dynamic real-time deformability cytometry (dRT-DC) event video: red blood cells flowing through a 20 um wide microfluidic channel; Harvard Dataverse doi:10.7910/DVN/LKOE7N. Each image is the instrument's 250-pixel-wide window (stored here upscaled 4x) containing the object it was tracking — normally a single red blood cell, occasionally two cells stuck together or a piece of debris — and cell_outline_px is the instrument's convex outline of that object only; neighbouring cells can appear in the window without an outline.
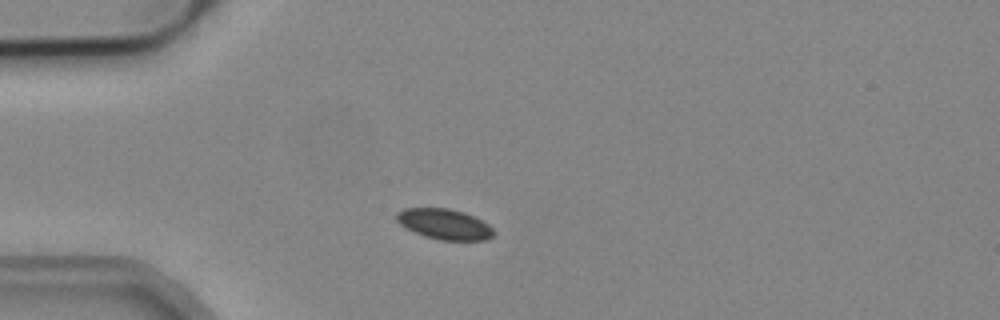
{"species": "common noctule bat (a hibernating species)", "species_latin": "Nyctalus noctula", "temperature_condition": "cold", "stored_images_in_passage": 4, "camera_frame_rate_fps": 3000, "um_per_image_px": 0.085, "animal": {"sex": "male", "body_mass_g": 19.2, "forearm_length_mm": 51.8}, "frame": {"image": 1, "passage_image": 2, "time_ms": 0.333, "image_size_px": [1000, 320], "cell_outline_px": [[496, 232], [488, 240], [440, 240], [424, 236], [400, 224], [396, 220], [396, 212], [404, 208], [448, 208], [464, 212], [488, 224]], "centroid_in_image_um": [37.78, 19.05], "position_along_channel_um": 47.2, "area_um2": 17.17}}
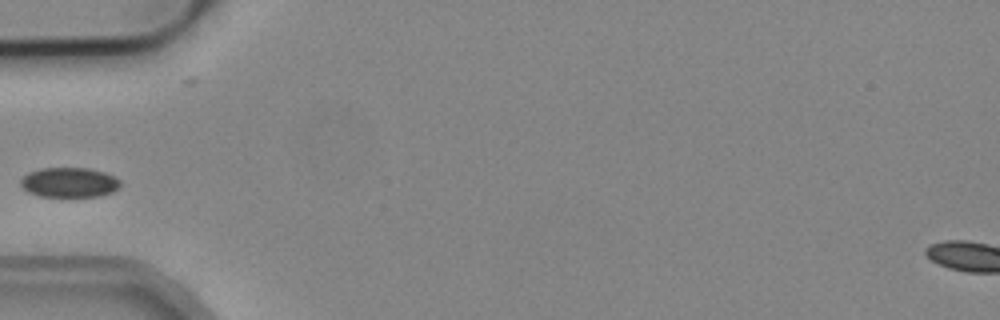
{"frame": {"image": 2, "passage_image": 3, "time_ms": 0.667, "image_size_px": [1000, 320], "cell_outline_px": [[120, 188], [112, 192], [100, 196], [40, 196], [28, 192], [20, 184], [20, 180], [28, 172], [40, 168], [88, 168], [104, 172], [120, 180]], "centroid_in_image_um": [5.89, 15.5], "position_along_channel_um": 79.1, "area_um2": 17.28}}